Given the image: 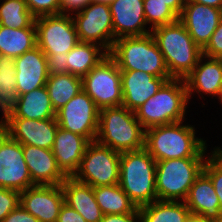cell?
Here are the masks:
<instances>
[{
    "label": "cell",
    "instance_id": "5bb4252c",
    "mask_svg": "<svg viewBox=\"0 0 222 222\" xmlns=\"http://www.w3.org/2000/svg\"><path fill=\"white\" fill-rule=\"evenodd\" d=\"M56 118L27 119L22 117H4L0 128L12 139L22 145H33L51 150L58 130Z\"/></svg>",
    "mask_w": 222,
    "mask_h": 222
},
{
    "label": "cell",
    "instance_id": "2e32d148",
    "mask_svg": "<svg viewBox=\"0 0 222 222\" xmlns=\"http://www.w3.org/2000/svg\"><path fill=\"white\" fill-rule=\"evenodd\" d=\"M222 20V9L195 2H185L179 21L193 41L203 49Z\"/></svg>",
    "mask_w": 222,
    "mask_h": 222
},
{
    "label": "cell",
    "instance_id": "7402d4cb",
    "mask_svg": "<svg viewBox=\"0 0 222 222\" xmlns=\"http://www.w3.org/2000/svg\"><path fill=\"white\" fill-rule=\"evenodd\" d=\"M203 58H207V62L202 64ZM184 81L188 99L195 91L219 96L222 87V59L202 55L194 69L184 78Z\"/></svg>",
    "mask_w": 222,
    "mask_h": 222
},
{
    "label": "cell",
    "instance_id": "60d3db41",
    "mask_svg": "<svg viewBox=\"0 0 222 222\" xmlns=\"http://www.w3.org/2000/svg\"><path fill=\"white\" fill-rule=\"evenodd\" d=\"M57 222H86L85 219L67 204L61 207Z\"/></svg>",
    "mask_w": 222,
    "mask_h": 222
},
{
    "label": "cell",
    "instance_id": "f6af8a7d",
    "mask_svg": "<svg viewBox=\"0 0 222 222\" xmlns=\"http://www.w3.org/2000/svg\"><path fill=\"white\" fill-rule=\"evenodd\" d=\"M184 222H213V220L206 219L199 214L189 213Z\"/></svg>",
    "mask_w": 222,
    "mask_h": 222
},
{
    "label": "cell",
    "instance_id": "6da1fadb",
    "mask_svg": "<svg viewBox=\"0 0 222 222\" xmlns=\"http://www.w3.org/2000/svg\"><path fill=\"white\" fill-rule=\"evenodd\" d=\"M180 124L182 121L145 130V149L155 161L205 157L206 141L195 136L193 126Z\"/></svg>",
    "mask_w": 222,
    "mask_h": 222
},
{
    "label": "cell",
    "instance_id": "3957f363",
    "mask_svg": "<svg viewBox=\"0 0 222 222\" xmlns=\"http://www.w3.org/2000/svg\"><path fill=\"white\" fill-rule=\"evenodd\" d=\"M100 145L123 153L145 148V129L134 111L124 106L99 111V126L95 140Z\"/></svg>",
    "mask_w": 222,
    "mask_h": 222
},
{
    "label": "cell",
    "instance_id": "e575fe53",
    "mask_svg": "<svg viewBox=\"0 0 222 222\" xmlns=\"http://www.w3.org/2000/svg\"><path fill=\"white\" fill-rule=\"evenodd\" d=\"M25 2L35 18L61 14V0H25Z\"/></svg>",
    "mask_w": 222,
    "mask_h": 222
},
{
    "label": "cell",
    "instance_id": "277c9868",
    "mask_svg": "<svg viewBox=\"0 0 222 222\" xmlns=\"http://www.w3.org/2000/svg\"><path fill=\"white\" fill-rule=\"evenodd\" d=\"M119 185L138 208L157 200L156 161L145 148L121 153Z\"/></svg>",
    "mask_w": 222,
    "mask_h": 222
},
{
    "label": "cell",
    "instance_id": "5b68a950",
    "mask_svg": "<svg viewBox=\"0 0 222 222\" xmlns=\"http://www.w3.org/2000/svg\"><path fill=\"white\" fill-rule=\"evenodd\" d=\"M108 55L120 71L138 70L155 77H171L151 33L116 39Z\"/></svg>",
    "mask_w": 222,
    "mask_h": 222
},
{
    "label": "cell",
    "instance_id": "ac0fdd59",
    "mask_svg": "<svg viewBox=\"0 0 222 222\" xmlns=\"http://www.w3.org/2000/svg\"><path fill=\"white\" fill-rule=\"evenodd\" d=\"M16 88L19 95L46 85L49 71L46 55L36 46L14 59Z\"/></svg>",
    "mask_w": 222,
    "mask_h": 222
},
{
    "label": "cell",
    "instance_id": "d6a6232c",
    "mask_svg": "<svg viewBox=\"0 0 222 222\" xmlns=\"http://www.w3.org/2000/svg\"><path fill=\"white\" fill-rule=\"evenodd\" d=\"M146 24L151 23V29L174 23L179 16L161 0H143Z\"/></svg>",
    "mask_w": 222,
    "mask_h": 222
},
{
    "label": "cell",
    "instance_id": "603a6c76",
    "mask_svg": "<svg viewBox=\"0 0 222 222\" xmlns=\"http://www.w3.org/2000/svg\"><path fill=\"white\" fill-rule=\"evenodd\" d=\"M65 204L76 210L86 222H100L103 212L96 202L93 187L68 177L61 184Z\"/></svg>",
    "mask_w": 222,
    "mask_h": 222
},
{
    "label": "cell",
    "instance_id": "ee69618b",
    "mask_svg": "<svg viewBox=\"0 0 222 222\" xmlns=\"http://www.w3.org/2000/svg\"><path fill=\"white\" fill-rule=\"evenodd\" d=\"M186 2H195L199 4H204L209 7H215L222 9V0H185Z\"/></svg>",
    "mask_w": 222,
    "mask_h": 222
},
{
    "label": "cell",
    "instance_id": "7bdbcfd3",
    "mask_svg": "<svg viewBox=\"0 0 222 222\" xmlns=\"http://www.w3.org/2000/svg\"><path fill=\"white\" fill-rule=\"evenodd\" d=\"M166 3L178 16L181 15L185 0H161Z\"/></svg>",
    "mask_w": 222,
    "mask_h": 222
},
{
    "label": "cell",
    "instance_id": "7dc6e473",
    "mask_svg": "<svg viewBox=\"0 0 222 222\" xmlns=\"http://www.w3.org/2000/svg\"><path fill=\"white\" fill-rule=\"evenodd\" d=\"M213 222H222V214L217 219H214Z\"/></svg>",
    "mask_w": 222,
    "mask_h": 222
},
{
    "label": "cell",
    "instance_id": "836d02e7",
    "mask_svg": "<svg viewBox=\"0 0 222 222\" xmlns=\"http://www.w3.org/2000/svg\"><path fill=\"white\" fill-rule=\"evenodd\" d=\"M203 172L210 178L216 195L220 202V213L222 214V150L220 147L212 151L211 157L206 159Z\"/></svg>",
    "mask_w": 222,
    "mask_h": 222
},
{
    "label": "cell",
    "instance_id": "b9f144b4",
    "mask_svg": "<svg viewBox=\"0 0 222 222\" xmlns=\"http://www.w3.org/2000/svg\"><path fill=\"white\" fill-rule=\"evenodd\" d=\"M91 0H61V14H70L66 12L78 11L80 12L85 8Z\"/></svg>",
    "mask_w": 222,
    "mask_h": 222
},
{
    "label": "cell",
    "instance_id": "9c48e42d",
    "mask_svg": "<svg viewBox=\"0 0 222 222\" xmlns=\"http://www.w3.org/2000/svg\"><path fill=\"white\" fill-rule=\"evenodd\" d=\"M82 88L99 110L122 106L121 71L109 55L82 78Z\"/></svg>",
    "mask_w": 222,
    "mask_h": 222
},
{
    "label": "cell",
    "instance_id": "30bf717a",
    "mask_svg": "<svg viewBox=\"0 0 222 222\" xmlns=\"http://www.w3.org/2000/svg\"><path fill=\"white\" fill-rule=\"evenodd\" d=\"M37 46L44 54L68 53L79 42L70 14L44 15L35 18Z\"/></svg>",
    "mask_w": 222,
    "mask_h": 222
},
{
    "label": "cell",
    "instance_id": "ba28073f",
    "mask_svg": "<svg viewBox=\"0 0 222 222\" xmlns=\"http://www.w3.org/2000/svg\"><path fill=\"white\" fill-rule=\"evenodd\" d=\"M120 155L96 141L90 142L73 178L91 187L119 184Z\"/></svg>",
    "mask_w": 222,
    "mask_h": 222
},
{
    "label": "cell",
    "instance_id": "e0dca14e",
    "mask_svg": "<svg viewBox=\"0 0 222 222\" xmlns=\"http://www.w3.org/2000/svg\"><path fill=\"white\" fill-rule=\"evenodd\" d=\"M109 7L114 41L122 37L144 36L151 33V29L145 28L143 0H113Z\"/></svg>",
    "mask_w": 222,
    "mask_h": 222
},
{
    "label": "cell",
    "instance_id": "f1b7e54d",
    "mask_svg": "<svg viewBox=\"0 0 222 222\" xmlns=\"http://www.w3.org/2000/svg\"><path fill=\"white\" fill-rule=\"evenodd\" d=\"M93 191L104 215L127 214L138 209L119 184L93 187Z\"/></svg>",
    "mask_w": 222,
    "mask_h": 222
},
{
    "label": "cell",
    "instance_id": "9a60e30c",
    "mask_svg": "<svg viewBox=\"0 0 222 222\" xmlns=\"http://www.w3.org/2000/svg\"><path fill=\"white\" fill-rule=\"evenodd\" d=\"M64 203L61 185H35L20 192V205L39 222H57Z\"/></svg>",
    "mask_w": 222,
    "mask_h": 222
},
{
    "label": "cell",
    "instance_id": "44dd1931",
    "mask_svg": "<svg viewBox=\"0 0 222 222\" xmlns=\"http://www.w3.org/2000/svg\"><path fill=\"white\" fill-rule=\"evenodd\" d=\"M89 143L84 136L58 127L51 150L59 168L67 177H73L79 169Z\"/></svg>",
    "mask_w": 222,
    "mask_h": 222
},
{
    "label": "cell",
    "instance_id": "d590c367",
    "mask_svg": "<svg viewBox=\"0 0 222 222\" xmlns=\"http://www.w3.org/2000/svg\"><path fill=\"white\" fill-rule=\"evenodd\" d=\"M18 205H20V192L0 187V222Z\"/></svg>",
    "mask_w": 222,
    "mask_h": 222
},
{
    "label": "cell",
    "instance_id": "f546056e",
    "mask_svg": "<svg viewBox=\"0 0 222 222\" xmlns=\"http://www.w3.org/2000/svg\"><path fill=\"white\" fill-rule=\"evenodd\" d=\"M141 222H184L190 210L185 202L155 200L139 207Z\"/></svg>",
    "mask_w": 222,
    "mask_h": 222
},
{
    "label": "cell",
    "instance_id": "cb8c5ba5",
    "mask_svg": "<svg viewBox=\"0 0 222 222\" xmlns=\"http://www.w3.org/2000/svg\"><path fill=\"white\" fill-rule=\"evenodd\" d=\"M184 202L190 213L199 214L206 219L214 220L221 215L219 198L204 172L196 178Z\"/></svg>",
    "mask_w": 222,
    "mask_h": 222
},
{
    "label": "cell",
    "instance_id": "ffe728a7",
    "mask_svg": "<svg viewBox=\"0 0 222 222\" xmlns=\"http://www.w3.org/2000/svg\"><path fill=\"white\" fill-rule=\"evenodd\" d=\"M23 156L34 185H61L68 178L59 168L52 150L23 145Z\"/></svg>",
    "mask_w": 222,
    "mask_h": 222
},
{
    "label": "cell",
    "instance_id": "4316f807",
    "mask_svg": "<svg viewBox=\"0 0 222 222\" xmlns=\"http://www.w3.org/2000/svg\"><path fill=\"white\" fill-rule=\"evenodd\" d=\"M102 49L103 48L97 44L79 41L78 44L68 52L66 62L68 65V73L83 78L108 55V53Z\"/></svg>",
    "mask_w": 222,
    "mask_h": 222
},
{
    "label": "cell",
    "instance_id": "484cf974",
    "mask_svg": "<svg viewBox=\"0 0 222 222\" xmlns=\"http://www.w3.org/2000/svg\"><path fill=\"white\" fill-rule=\"evenodd\" d=\"M37 46L36 26L9 28L0 25V56L17 58Z\"/></svg>",
    "mask_w": 222,
    "mask_h": 222
},
{
    "label": "cell",
    "instance_id": "4fadbf2b",
    "mask_svg": "<svg viewBox=\"0 0 222 222\" xmlns=\"http://www.w3.org/2000/svg\"><path fill=\"white\" fill-rule=\"evenodd\" d=\"M33 186L23 145L0 128V187L22 192Z\"/></svg>",
    "mask_w": 222,
    "mask_h": 222
},
{
    "label": "cell",
    "instance_id": "8d00e7d4",
    "mask_svg": "<svg viewBox=\"0 0 222 222\" xmlns=\"http://www.w3.org/2000/svg\"><path fill=\"white\" fill-rule=\"evenodd\" d=\"M205 57L221 58L222 57V20L218 27L211 35L210 41L202 49Z\"/></svg>",
    "mask_w": 222,
    "mask_h": 222
},
{
    "label": "cell",
    "instance_id": "52a82bcc",
    "mask_svg": "<svg viewBox=\"0 0 222 222\" xmlns=\"http://www.w3.org/2000/svg\"><path fill=\"white\" fill-rule=\"evenodd\" d=\"M204 157L156 161L157 200L185 201L196 178L203 172Z\"/></svg>",
    "mask_w": 222,
    "mask_h": 222
},
{
    "label": "cell",
    "instance_id": "d4e9b609",
    "mask_svg": "<svg viewBox=\"0 0 222 222\" xmlns=\"http://www.w3.org/2000/svg\"><path fill=\"white\" fill-rule=\"evenodd\" d=\"M55 116L56 112L52 107L46 86L19 95L17 104L10 112L5 114V117H22L36 120L55 118Z\"/></svg>",
    "mask_w": 222,
    "mask_h": 222
},
{
    "label": "cell",
    "instance_id": "1f68e13d",
    "mask_svg": "<svg viewBox=\"0 0 222 222\" xmlns=\"http://www.w3.org/2000/svg\"><path fill=\"white\" fill-rule=\"evenodd\" d=\"M35 21L25 0H4L0 5V25L19 29L27 28Z\"/></svg>",
    "mask_w": 222,
    "mask_h": 222
},
{
    "label": "cell",
    "instance_id": "4dcf8cb0",
    "mask_svg": "<svg viewBox=\"0 0 222 222\" xmlns=\"http://www.w3.org/2000/svg\"><path fill=\"white\" fill-rule=\"evenodd\" d=\"M15 74L14 58L0 56V110L4 117L19 100Z\"/></svg>",
    "mask_w": 222,
    "mask_h": 222
},
{
    "label": "cell",
    "instance_id": "8992f818",
    "mask_svg": "<svg viewBox=\"0 0 222 222\" xmlns=\"http://www.w3.org/2000/svg\"><path fill=\"white\" fill-rule=\"evenodd\" d=\"M188 100L184 79L172 78L134 111L135 116L145 130L180 122L184 120Z\"/></svg>",
    "mask_w": 222,
    "mask_h": 222
},
{
    "label": "cell",
    "instance_id": "83f0119b",
    "mask_svg": "<svg viewBox=\"0 0 222 222\" xmlns=\"http://www.w3.org/2000/svg\"><path fill=\"white\" fill-rule=\"evenodd\" d=\"M45 86L55 112L83 90L82 78L70 73L49 74Z\"/></svg>",
    "mask_w": 222,
    "mask_h": 222
},
{
    "label": "cell",
    "instance_id": "f35d334b",
    "mask_svg": "<svg viewBox=\"0 0 222 222\" xmlns=\"http://www.w3.org/2000/svg\"><path fill=\"white\" fill-rule=\"evenodd\" d=\"M2 222H39V220L28 213L21 205H18Z\"/></svg>",
    "mask_w": 222,
    "mask_h": 222
},
{
    "label": "cell",
    "instance_id": "d6986e66",
    "mask_svg": "<svg viewBox=\"0 0 222 222\" xmlns=\"http://www.w3.org/2000/svg\"><path fill=\"white\" fill-rule=\"evenodd\" d=\"M170 79L172 77H155L152 74L138 70L121 71L122 106L130 111H135Z\"/></svg>",
    "mask_w": 222,
    "mask_h": 222
},
{
    "label": "cell",
    "instance_id": "bcb514c9",
    "mask_svg": "<svg viewBox=\"0 0 222 222\" xmlns=\"http://www.w3.org/2000/svg\"><path fill=\"white\" fill-rule=\"evenodd\" d=\"M92 2H97V3H106L110 4L113 0H91Z\"/></svg>",
    "mask_w": 222,
    "mask_h": 222
},
{
    "label": "cell",
    "instance_id": "74e56055",
    "mask_svg": "<svg viewBox=\"0 0 222 222\" xmlns=\"http://www.w3.org/2000/svg\"><path fill=\"white\" fill-rule=\"evenodd\" d=\"M48 71L50 74L68 73V53L45 54Z\"/></svg>",
    "mask_w": 222,
    "mask_h": 222
},
{
    "label": "cell",
    "instance_id": "7a4b0ae2",
    "mask_svg": "<svg viewBox=\"0 0 222 222\" xmlns=\"http://www.w3.org/2000/svg\"><path fill=\"white\" fill-rule=\"evenodd\" d=\"M151 34L163 54L167 70L172 78L184 79L203 55L185 26L178 20L151 29Z\"/></svg>",
    "mask_w": 222,
    "mask_h": 222
},
{
    "label": "cell",
    "instance_id": "c3c4849f",
    "mask_svg": "<svg viewBox=\"0 0 222 222\" xmlns=\"http://www.w3.org/2000/svg\"><path fill=\"white\" fill-rule=\"evenodd\" d=\"M219 99H220V101H221V103H222V87H221V91H220V94H219Z\"/></svg>",
    "mask_w": 222,
    "mask_h": 222
},
{
    "label": "cell",
    "instance_id": "7c38bea8",
    "mask_svg": "<svg viewBox=\"0 0 222 222\" xmlns=\"http://www.w3.org/2000/svg\"><path fill=\"white\" fill-rule=\"evenodd\" d=\"M73 17L80 42L94 43L109 53L114 43L109 4L90 2Z\"/></svg>",
    "mask_w": 222,
    "mask_h": 222
},
{
    "label": "cell",
    "instance_id": "8fae6325",
    "mask_svg": "<svg viewBox=\"0 0 222 222\" xmlns=\"http://www.w3.org/2000/svg\"><path fill=\"white\" fill-rule=\"evenodd\" d=\"M99 111L92 98L81 90L56 111L55 118L59 127L94 142L98 133Z\"/></svg>",
    "mask_w": 222,
    "mask_h": 222
},
{
    "label": "cell",
    "instance_id": "ab89813d",
    "mask_svg": "<svg viewBox=\"0 0 222 222\" xmlns=\"http://www.w3.org/2000/svg\"><path fill=\"white\" fill-rule=\"evenodd\" d=\"M137 220L142 221L139 208L135 212L127 214L103 215L100 222H137Z\"/></svg>",
    "mask_w": 222,
    "mask_h": 222
}]
</instances>
